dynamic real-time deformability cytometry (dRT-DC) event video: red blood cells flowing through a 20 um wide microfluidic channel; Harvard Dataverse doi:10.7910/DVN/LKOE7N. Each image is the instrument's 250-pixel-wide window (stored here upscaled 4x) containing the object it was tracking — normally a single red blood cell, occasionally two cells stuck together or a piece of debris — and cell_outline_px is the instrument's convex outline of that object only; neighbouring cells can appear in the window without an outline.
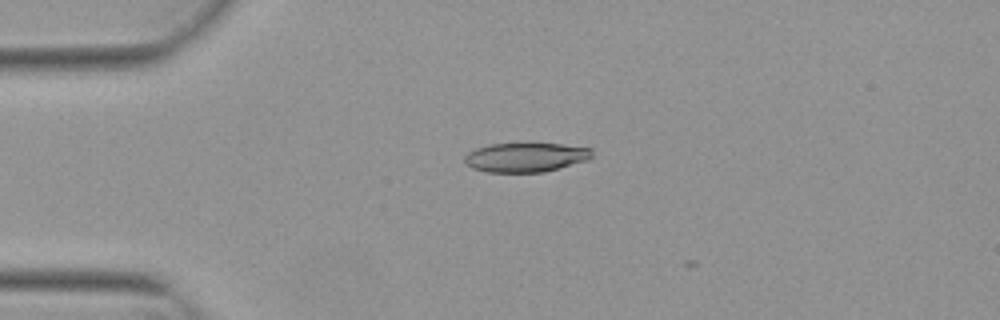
{"species": "Egyptian fruit bat (a non-hibernating species)", "species_latin": "Rousettus aegyptiacus", "temperature_condition": "warm", "stored_images_in_passage": 3, "camera_frame_rate_fps": 3000, "um_per_image_px": 0.085, "animal": {"sex": "female"}, "frame": {"image": 1, "passage_image": 1, "time_ms": 0.0, "image_size_px": [1000, 320], "cell_outline_px": [[592, 156], [588, 160], [560, 168], [544, 172], [484, 172], [472, 168], [464, 164], [464, 156], [468, 152], [476, 148], [488, 144], [564, 144], [592, 148]], "centroid_in_image_um": [44.66, 13.38], "position_along_channel_um": 40.3, "area_um2": 21.91}}